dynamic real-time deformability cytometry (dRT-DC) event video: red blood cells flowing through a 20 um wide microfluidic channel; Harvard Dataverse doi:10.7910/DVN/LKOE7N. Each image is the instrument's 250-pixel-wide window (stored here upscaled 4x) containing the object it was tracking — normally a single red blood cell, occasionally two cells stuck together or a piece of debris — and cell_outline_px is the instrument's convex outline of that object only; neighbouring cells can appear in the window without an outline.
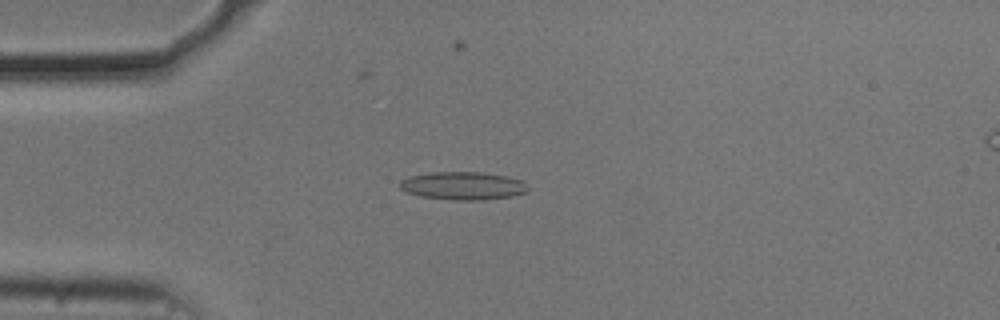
{"species": "common noctule bat (a hibernating species)", "species_latin": "Nyctalus noctula", "temperature_condition": "cold", "stored_images_in_passage": 54, "camera_frame_rate_fps": 3000, "um_per_image_px": 0.085, "animal": {"sex": "male", "body_mass_g": 20.5, "forearm_length_mm": 52.5}, "frame": {"image": 1, "passage_image": 13, "time_ms": 4.0, "image_size_px": [1000, 320], "cell_outline_px": [[528, 192], [512, 196], [484, 200], [452, 200], [420, 196], [408, 192], [400, 188], [400, 180], [408, 176], [432, 172], [484, 172], [508, 176], [520, 180], [528, 188]], "centroid_in_image_um": [39.35, 15.79], "position_along_channel_um": 45.6, "area_um2": 20.98}}
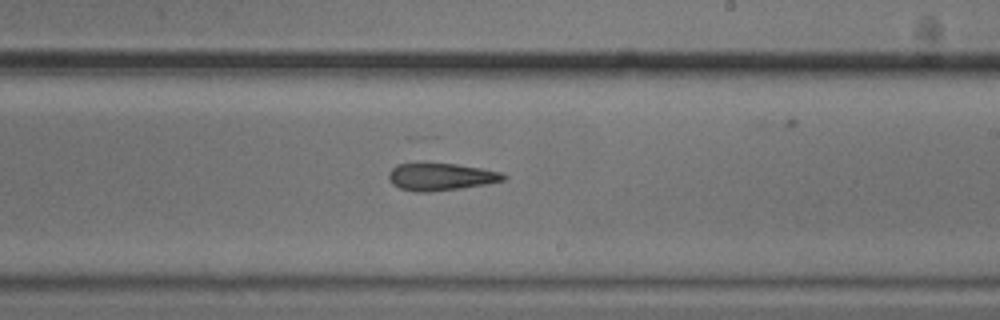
{"frame": {"image": 2, "passage_image": 31, "time_ms": 10.0, "image_size_px": [1000, 320], "cell_outline_px": [[508, 176], [504, 180], [488, 184], [460, 188], [428, 192], [416, 192], [400, 188], [392, 184], [388, 176], [388, 172], [396, 164], [424, 160], [456, 164], [504, 172]], "centroid_in_image_um": [37.44, 14.98], "position_along_channel_um": 251.6, "area_um2": 19.07}}
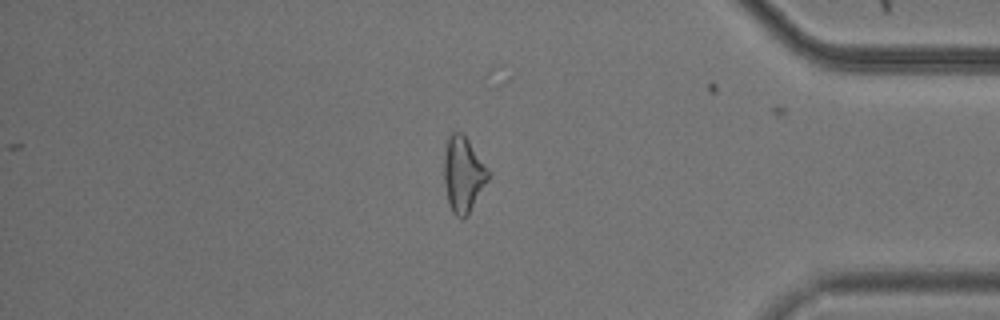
{"frame": {"image": 3, "passage_image": 45, "time_ms": 14.667, "image_size_px": [1000, 320], "cell_outline_px": [[488, 180], [468, 216], [456, 216], [452, 212], [448, 204], [444, 180], [444, 156], [448, 136], [452, 132], [460, 132], [468, 140], [488, 168]], "centroid_in_image_um": [39.36, 14.83], "position_along_channel_um": 395.8, "area_um2": 19.25}, "authors_computed_cell_mechanics": {"area_um2": 19.363, "velocity_mm_per_s": 3.7021, "shape_relaxation_time_tau1_ms": 4.956, "shape_relaxation_time_tau2_ms": 4.3464, "deformation_change_tau1": 0.1187, "deformation_change_tau2": 0.1605}}